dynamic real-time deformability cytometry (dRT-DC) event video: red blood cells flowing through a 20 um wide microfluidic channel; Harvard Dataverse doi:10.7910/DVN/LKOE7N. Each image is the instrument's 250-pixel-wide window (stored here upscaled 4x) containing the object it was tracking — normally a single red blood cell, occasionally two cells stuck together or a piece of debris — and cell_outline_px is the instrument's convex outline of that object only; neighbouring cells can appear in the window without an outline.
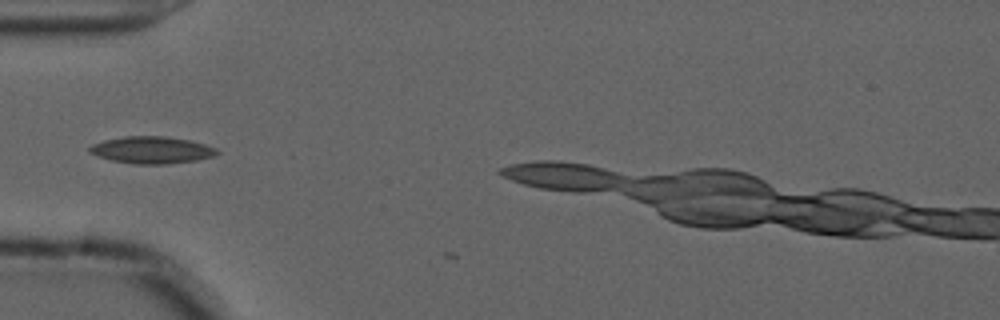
{"species": "common noctule bat (a hibernating species)", "species_latin": "Nyctalus noctula", "temperature_condition": "cold", "stored_images_in_passage": 3, "camera_frame_rate_fps": 3000, "um_per_image_px": 0.085, "animal": {"sex": "male", "forearm_length_mm": 52.5}, "frame": {"image": 1, "passage_image": 2, "time_ms": 0.333, "image_size_px": [1000, 320], "cell_outline_px": [[220, 152], [216, 156], [196, 160], [164, 164], [136, 164], [112, 160], [88, 152], [88, 148], [92, 144], [104, 140], [124, 136], [164, 136], [188, 140], [204, 144], [216, 148]], "centroid_in_image_um": [12.91, 12.74], "position_along_channel_um": 72.1, "area_um2": 19.94}}